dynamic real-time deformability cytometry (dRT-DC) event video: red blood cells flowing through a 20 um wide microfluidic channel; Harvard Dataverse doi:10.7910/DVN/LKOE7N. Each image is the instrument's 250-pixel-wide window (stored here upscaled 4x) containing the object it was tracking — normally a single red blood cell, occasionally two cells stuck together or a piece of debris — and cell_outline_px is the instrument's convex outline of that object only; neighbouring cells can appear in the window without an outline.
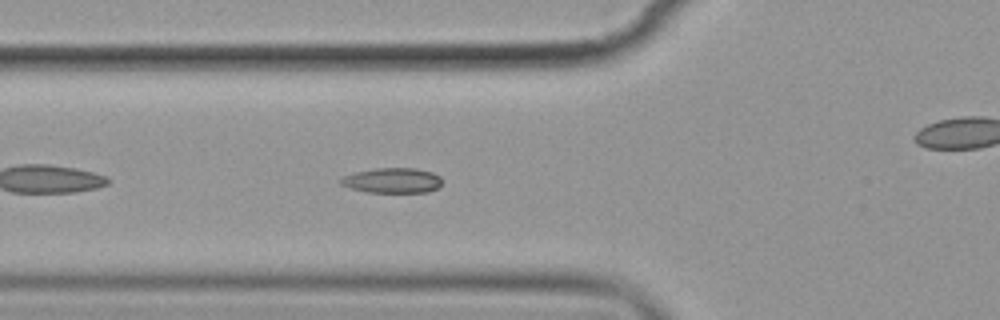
{"species": "common noctule bat (a hibernating species)", "species_latin": "Nyctalus noctula", "temperature_condition": "cold", "stored_images_in_passage": 4, "segment_of_instrument_passage": [1, 2], "camera_frame_rate_fps": 3000, "um_per_image_px": 0.085, "animal": {"sex": "female", "body_mass_g": 19.9}, "frame": {"image": 1, "passage_image": 3, "time_ms": 2.333, "image_size_px": [1000, 320], "cell_outline_px": [[440, 184], [436, 188], [428, 192], [368, 192], [352, 188], [340, 184], [340, 180], [344, 176], [352, 172], [376, 168], [416, 168], [432, 172], [440, 176]], "centroid_in_image_um": [33.33, 15.33], "position_along_channel_um": 92.5, "area_um2": 14.74}}